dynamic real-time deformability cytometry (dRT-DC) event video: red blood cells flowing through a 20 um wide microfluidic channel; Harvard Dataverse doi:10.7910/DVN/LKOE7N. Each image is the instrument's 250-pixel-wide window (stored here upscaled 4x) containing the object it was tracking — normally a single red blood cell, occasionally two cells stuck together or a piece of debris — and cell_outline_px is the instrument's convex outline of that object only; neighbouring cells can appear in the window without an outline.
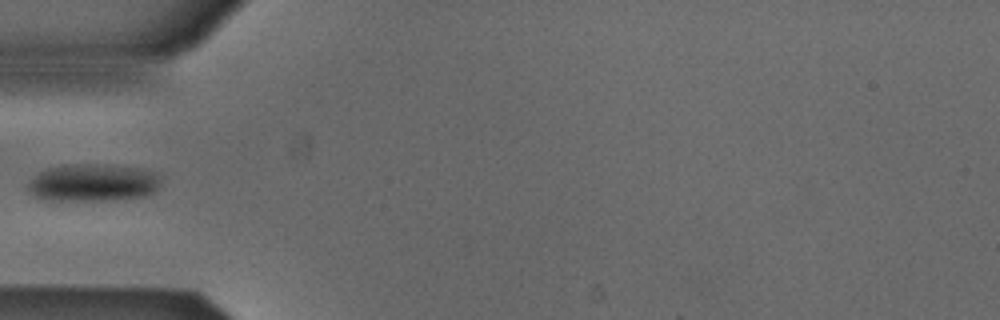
{"species": "Egyptian fruit bat (a non-hibernating species)", "species_latin": "Rousettus aegyptiacus", "temperature_condition": "cold", "stored_images_in_passage": 4, "camera_frame_rate_fps": 3000, "um_per_image_px": 0.085, "animal": {"sex": "male"}, "frame": {"image": 1, "passage_image": 4, "time_ms": 1.0, "image_size_px": [1000, 320], "cell_outline_px": [[160, 184], [152, 192], [144, 196], [112, 200], [40, 200], [32, 196], [28, 192], [28, 184], [40, 172], [48, 168], [64, 164], [104, 164], [140, 168], [156, 172], [160, 176]], "centroid_in_image_um": [7.89, 15.53], "position_along_channel_um": 77.1, "area_um2": 29.25}}